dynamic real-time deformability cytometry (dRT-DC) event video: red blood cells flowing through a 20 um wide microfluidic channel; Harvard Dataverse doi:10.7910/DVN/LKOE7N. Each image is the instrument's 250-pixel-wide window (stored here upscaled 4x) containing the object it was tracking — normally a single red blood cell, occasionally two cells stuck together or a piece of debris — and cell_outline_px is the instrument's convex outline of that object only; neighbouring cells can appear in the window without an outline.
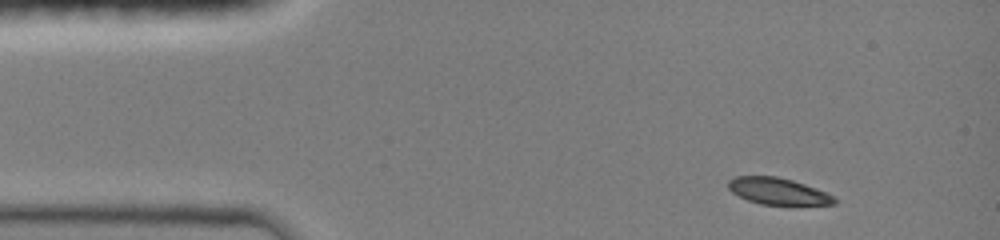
{"species": "common noctule bat (a hibernating species)", "species_latin": "Nyctalus noctula", "temperature_condition": "room temperature", "stored_images_in_passage": 3, "camera_frame_rate_fps": 3000, "um_per_image_px": 0.085, "animal": {"sex": "female", "body_mass_g": 19.0, "forearm_length_mm": 51.5}, "frame": {"image": 1, "passage_image": 1, "time_ms": 0.0, "image_size_px": [1000, 240], "cell_outline_px": [[836, 204], [760, 204], [748, 200], [732, 192], [728, 188], [728, 180], [736, 176], [776, 176], [792, 180], [816, 188], [832, 196], [836, 200]], "centroid_in_image_um": [66.08, 16.24], "position_along_channel_um": 18.9, "area_um2": 16.13}}